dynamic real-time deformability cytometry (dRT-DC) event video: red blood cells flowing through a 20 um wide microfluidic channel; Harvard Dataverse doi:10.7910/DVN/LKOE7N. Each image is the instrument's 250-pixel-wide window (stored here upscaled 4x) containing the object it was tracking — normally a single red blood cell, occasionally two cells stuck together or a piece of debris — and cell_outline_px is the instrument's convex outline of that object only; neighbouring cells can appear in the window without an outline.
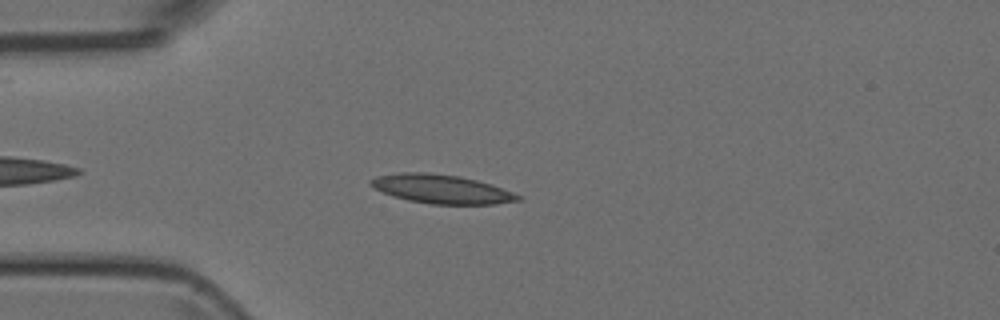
{"species": "Egyptian fruit bat (a non-hibernating species)", "species_latin": "Rousettus aegyptiacus", "temperature_condition": "room temperature", "stored_images_in_passage": 40, "camera_frame_rate_fps": 3000, "um_per_image_px": 0.085, "animal": {"sex": "female"}, "frame": {"image": 1, "passage_image": 5, "time_ms": 1.333, "image_size_px": [1000, 320], "cell_outline_px": [[524, 196], [520, 200], [496, 204], [432, 204], [408, 200], [392, 196], [372, 188], [368, 184], [368, 180], [376, 176], [400, 172], [428, 172], [460, 176], [492, 184]], "centroid_in_image_um": [37.5, 16.06], "position_along_channel_um": 47.5, "area_um2": 25.09}}
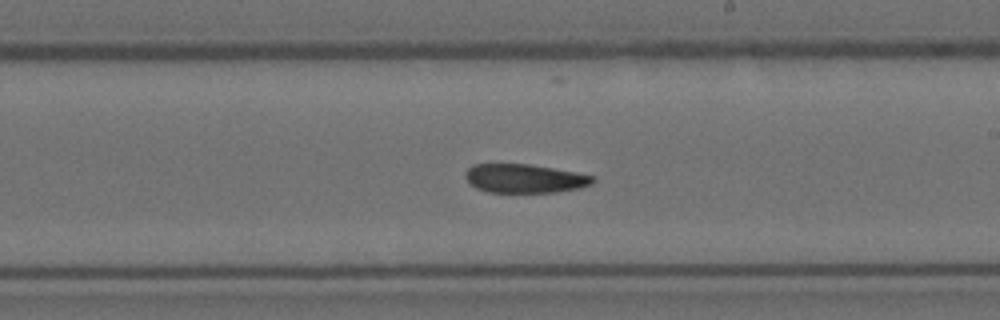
{"frame": {"image": 2, "passage_image": 20, "time_ms": 6.333, "image_size_px": [1000, 320], "cell_outline_px": [[596, 180], [592, 184], [580, 188], [556, 192], [488, 192], [476, 188], [464, 176], [464, 172], [472, 164], [528, 164], [576, 172], [596, 176]], "centroid_in_image_um": [44.62, 15.17], "position_along_channel_um": 244.4, "area_um2": 21.44}}
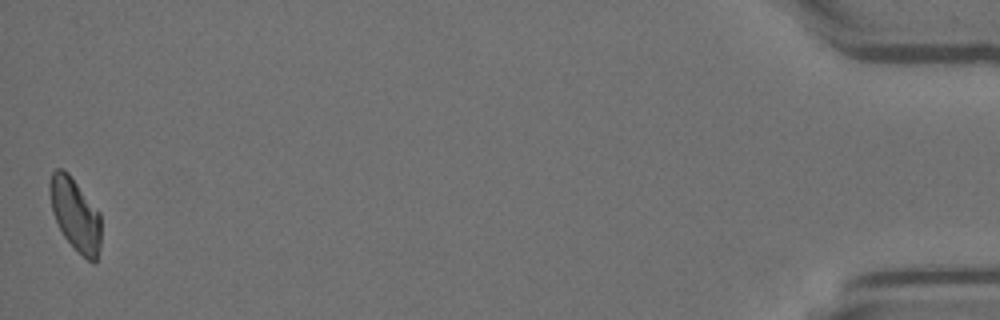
{"frame": {"image": 3, "passage_image": 40, "time_ms": 13.0, "image_size_px": [1000, 320], "cell_outline_px": [[100, 248], [96, 264], [92, 264], [64, 236], [52, 212], [48, 188], [48, 184], [52, 172], [56, 168], [64, 168], [68, 172], [100, 212]], "centroid_in_image_um": [6.4, 18.2], "position_along_channel_um": 428.8, "area_um2": 21.73}}